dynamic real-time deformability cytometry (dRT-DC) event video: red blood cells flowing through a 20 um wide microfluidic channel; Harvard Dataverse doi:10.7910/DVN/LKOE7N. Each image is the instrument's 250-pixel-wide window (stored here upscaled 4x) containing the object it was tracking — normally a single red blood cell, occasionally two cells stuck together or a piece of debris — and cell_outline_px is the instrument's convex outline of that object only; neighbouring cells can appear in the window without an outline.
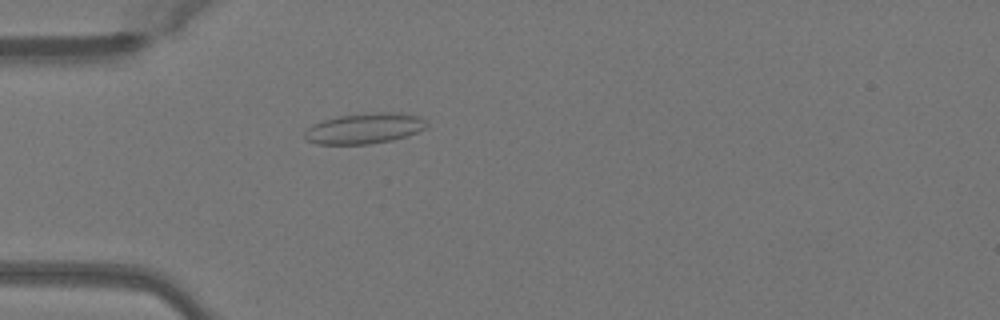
{"species": "Egyptian fruit bat (a non-hibernating species)", "species_latin": "Rousettus aegyptiacus", "temperature_condition": "warm", "stored_images_in_passage": 50, "camera_frame_rate_fps": 3000, "um_per_image_px": 0.085, "animal": {"sex": "female"}, "frame": {"image": 1, "passage_image": 15, "time_ms": 4.667, "image_size_px": [1000, 320], "cell_outline_px": [[428, 124], [424, 128], [408, 136], [392, 140], [368, 144], [316, 144], [304, 140], [304, 132], [312, 124], [336, 116], [376, 112], [400, 112], [420, 116], [428, 120]], "centroid_in_image_um": [30.99, 10.91], "position_along_channel_um": 54.0, "area_um2": 22.02}}
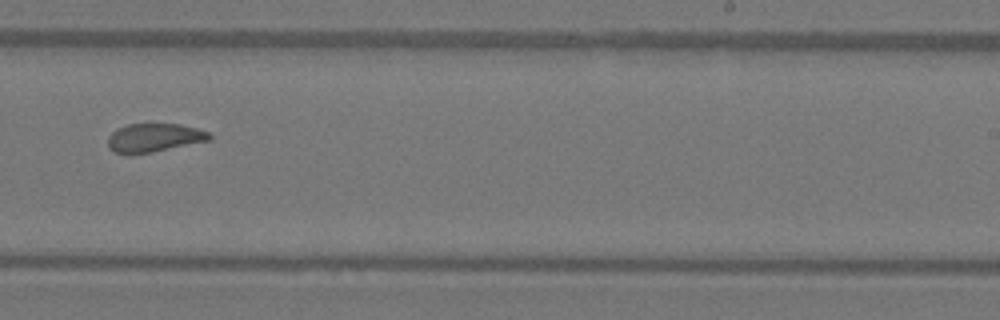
{"frame": {"image": 2, "passage_image": 32, "time_ms": 10.333, "image_size_px": [1000, 320], "cell_outline_px": [[212, 140], [152, 152], [112, 152], [108, 148], [108, 136], [116, 128], [128, 124], [180, 124], [196, 128], [208, 132], [212, 136]], "centroid_in_image_um": [13.12, 11.68], "position_along_channel_um": 275.9, "area_um2": 16.7}}
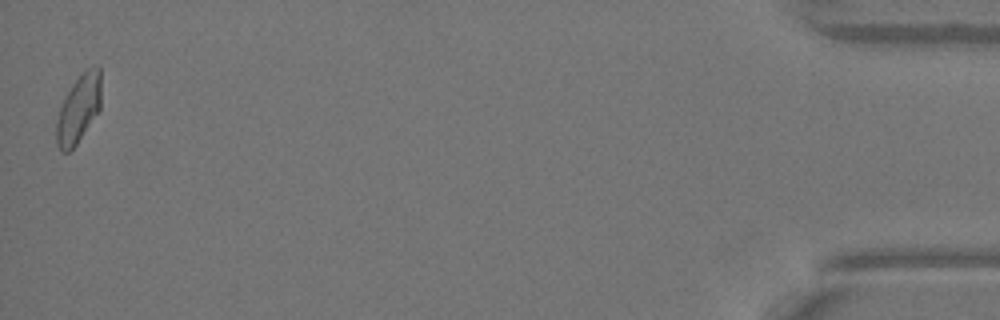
{"frame": {"image": 3, "passage_image": 50, "time_ms": 16.333, "image_size_px": [1000, 320], "cell_outline_px": [[100, 108], [76, 144], [68, 152], [60, 152], [56, 144], [56, 120], [64, 96], [72, 84], [88, 68], [96, 64], [100, 68]], "centroid_in_image_um": [6.65, 9.25], "position_along_channel_um": 428.5, "area_um2": 17.51}, "authors_computed_cell_mechanics": {"area_um2": 17.8891, "velocity_mm_per_s": 4.0534, "shape_relaxation_time_tau1_ms": null, "shape_relaxation_time_tau2_ms": 1.4768, "deformation_change_tau1": null, "deformation_change_tau2": 0.082}}